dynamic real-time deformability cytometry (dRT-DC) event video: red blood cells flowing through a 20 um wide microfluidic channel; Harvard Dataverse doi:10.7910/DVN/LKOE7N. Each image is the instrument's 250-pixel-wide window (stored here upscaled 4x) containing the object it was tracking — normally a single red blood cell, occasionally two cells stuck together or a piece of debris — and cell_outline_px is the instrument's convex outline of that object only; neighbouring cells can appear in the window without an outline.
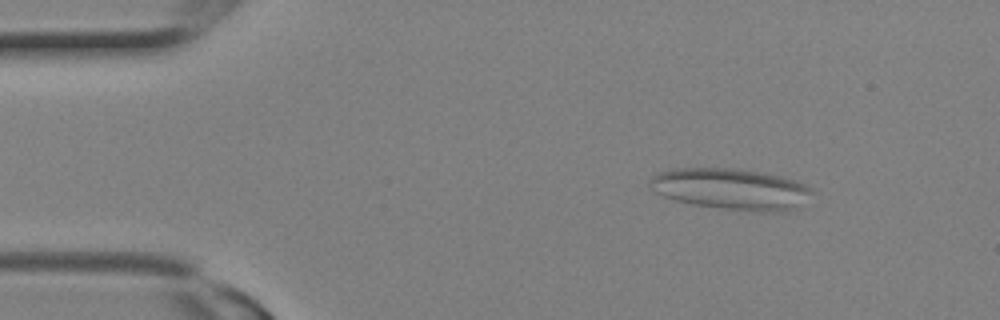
{"species": "Egyptian fruit bat (a non-hibernating species)", "species_latin": "Rousettus aegyptiacus", "temperature_condition": "room temperature", "stored_images_in_passage": 4, "camera_frame_rate_fps": 3000, "um_per_image_px": 0.085, "animal": {"sex": "female"}, "frame": {"image": 1, "passage_image": 2, "time_ms": 0.333, "image_size_px": [1000, 320], "cell_outline_px": [[816, 192], [804, 208], [788, 212], [760, 212], [720, 208], [692, 204], [676, 200], [652, 192], [648, 180], [656, 172], [676, 168], [732, 168], [780, 176], [796, 180], [812, 188]], "centroid_in_image_um": [62.23, 16.09], "position_along_channel_um": 22.8, "area_um2": 39.88}}